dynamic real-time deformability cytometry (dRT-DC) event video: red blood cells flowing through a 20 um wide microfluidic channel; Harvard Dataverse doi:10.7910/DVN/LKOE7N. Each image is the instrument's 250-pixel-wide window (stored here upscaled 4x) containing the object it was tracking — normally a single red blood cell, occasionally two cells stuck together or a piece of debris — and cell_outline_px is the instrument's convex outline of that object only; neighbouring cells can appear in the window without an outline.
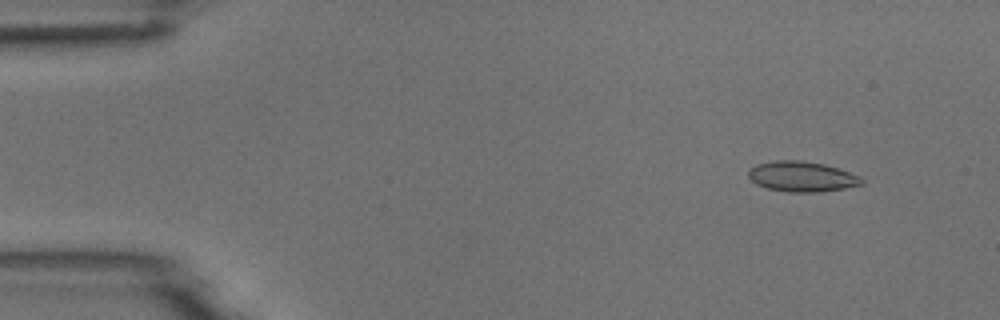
{"species": "common noctule bat (a hibernating species)", "species_latin": "Nyctalus noctula", "temperature_condition": "room temperature", "stored_images_in_passage": 4, "camera_frame_rate_fps": 3000, "um_per_image_px": 0.085, "animal": {"sex": "male", "body_mass_g": 18.8}, "frame": {"image": 1, "passage_image": 1, "time_ms": 0.0, "image_size_px": [1000, 320], "cell_outline_px": [[864, 184], [844, 188], [820, 192], [788, 192], [768, 188], [756, 184], [748, 176], [748, 168], [756, 164], [776, 160], [800, 160], [824, 164], [860, 176], [864, 180]], "centroid_in_image_um": [68.14, 15.0], "position_along_channel_um": 16.9, "area_um2": 20.0}}
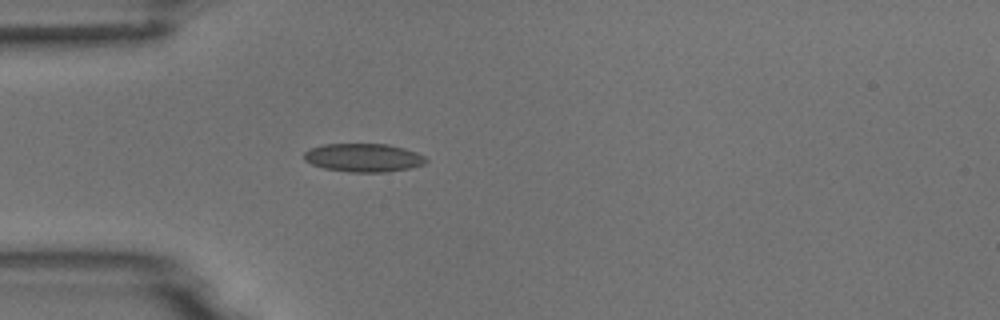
{"frame": {"image": 2, "passage_image": 4, "time_ms": 3.333, "image_size_px": [1000, 320], "cell_outline_px": [[428, 160], [424, 164], [408, 168], [384, 172], [348, 172], [324, 168], [312, 164], [304, 160], [304, 152], [312, 148], [324, 144], [388, 144], [404, 148], [416, 152], [424, 156]], "centroid_in_image_um": [30.89, 13.4], "position_along_channel_um": 54.1, "area_um2": 20.06}}